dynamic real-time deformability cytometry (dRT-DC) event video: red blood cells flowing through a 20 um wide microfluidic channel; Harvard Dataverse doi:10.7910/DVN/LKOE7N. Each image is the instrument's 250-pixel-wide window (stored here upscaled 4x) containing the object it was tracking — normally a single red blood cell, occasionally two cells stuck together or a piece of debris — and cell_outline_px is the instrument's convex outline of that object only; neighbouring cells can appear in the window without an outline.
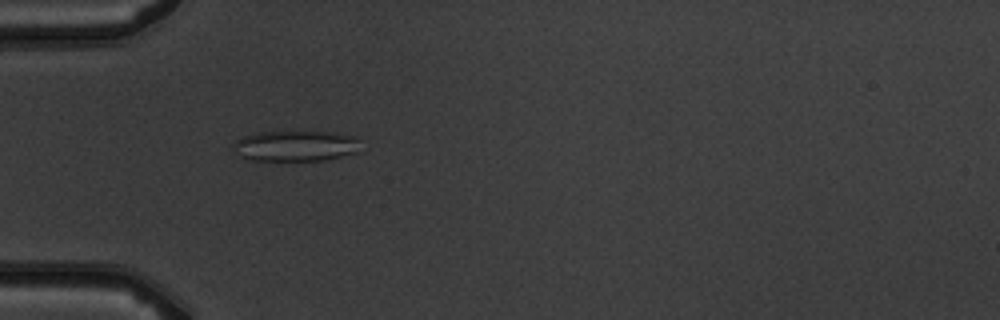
{"species": "common noctule bat (a hibernating species)", "species_latin": "Nyctalus noctula", "temperature_condition": "warm", "stored_images_in_passage": 5, "camera_frame_rate_fps": 3000, "um_per_image_px": 0.085, "animal": {"sex": "male", "body_mass_g": 19.5, "forearm_length_mm": 54.6}, "frame": {"image": 1, "passage_image": 5, "time_ms": 4.333, "image_size_px": [1000, 320], "cell_outline_px": [[360, 136], [356, 152], [324, 160], [252, 160], [240, 156], [232, 148], [232, 144], [236, 140], [244, 136], [260, 132], [336, 132]], "centroid_in_image_um": [25.13, 12.39], "position_along_channel_um": 59.9, "area_um2": 22.66}}